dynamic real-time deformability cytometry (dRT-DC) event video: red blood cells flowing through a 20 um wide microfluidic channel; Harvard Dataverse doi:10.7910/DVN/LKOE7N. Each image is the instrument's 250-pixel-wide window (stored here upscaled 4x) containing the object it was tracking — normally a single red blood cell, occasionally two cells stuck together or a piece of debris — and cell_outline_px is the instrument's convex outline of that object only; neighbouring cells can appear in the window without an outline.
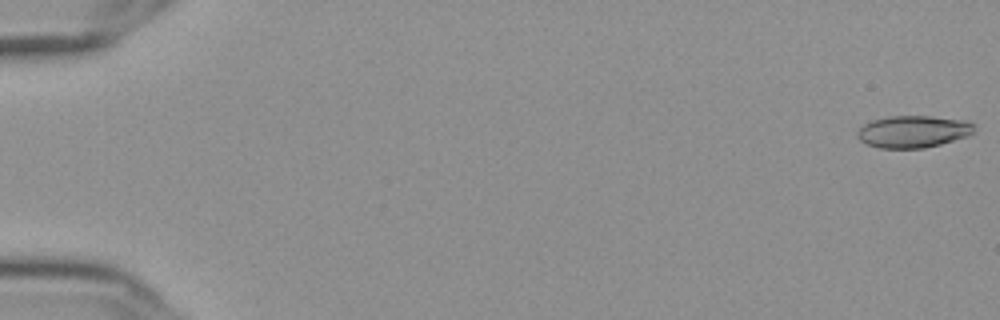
{"species": "Egyptian fruit bat (a non-hibernating species)", "species_latin": "Rousettus aegyptiacus", "temperature_condition": "cold", "stored_images_in_passage": 56, "camera_frame_rate_fps": 3000, "um_per_image_px": 0.085, "frame": {"image": 1, "passage_image": 1, "time_ms": 0.0, "image_size_px": [1000, 320], "cell_outline_px": [[976, 132], [968, 136], [940, 144], [924, 148], [880, 148], [868, 144], [860, 140], [856, 136], [856, 132], [864, 124], [872, 120], [888, 116], [932, 116], [968, 120], [976, 124]], "centroid_in_image_um": [77.68, 11.17], "position_along_channel_um": 7.3, "area_um2": 22.14}}
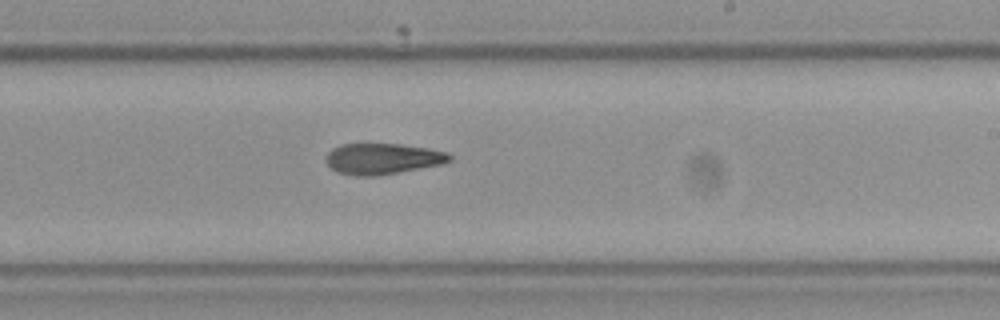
{"frame": {"image": 2, "passage_image": 35, "time_ms": 11.333, "image_size_px": [1000, 320], "cell_outline_px": [[452, 160], [440, 164], [396, 172], [372, 176], [356, 176], [336, 172], [324, 160], [324, 156], [332, 148], [340, 144], [400, 144], [428, 148], [448, 152], [452, 156]], "centroid_in_image_um": [32.47, 13.48], "position_along_channel_um": 256.5, "area_um2": 22.2}}
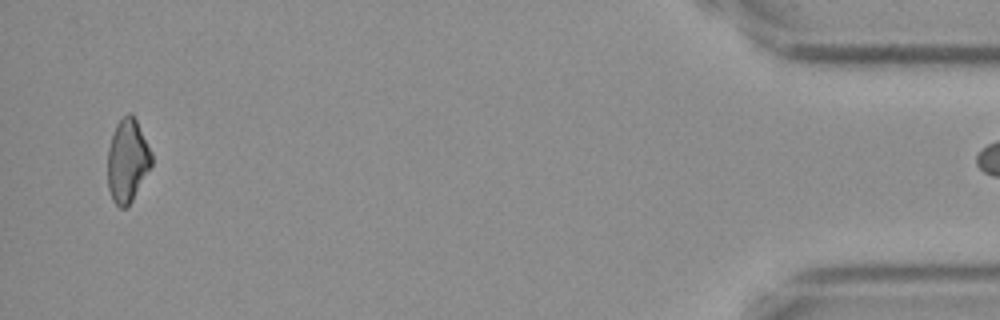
{"frame": {"image": 3, "passage_image": 55, "time_ms": 18.0, "image_size_px": [1000, 320], "cell_outline_px": [[152, 164], [132, 200], [124, 208], [120, 208], [112, 200], [108, 188], [108, 148], [116, 124], [128, 112], [132, 112], [152, 152]], "centroid_in_image_um": [10.83, 13.64], "position_along_channel_um": 424.4, "area_um2": 21.1}}